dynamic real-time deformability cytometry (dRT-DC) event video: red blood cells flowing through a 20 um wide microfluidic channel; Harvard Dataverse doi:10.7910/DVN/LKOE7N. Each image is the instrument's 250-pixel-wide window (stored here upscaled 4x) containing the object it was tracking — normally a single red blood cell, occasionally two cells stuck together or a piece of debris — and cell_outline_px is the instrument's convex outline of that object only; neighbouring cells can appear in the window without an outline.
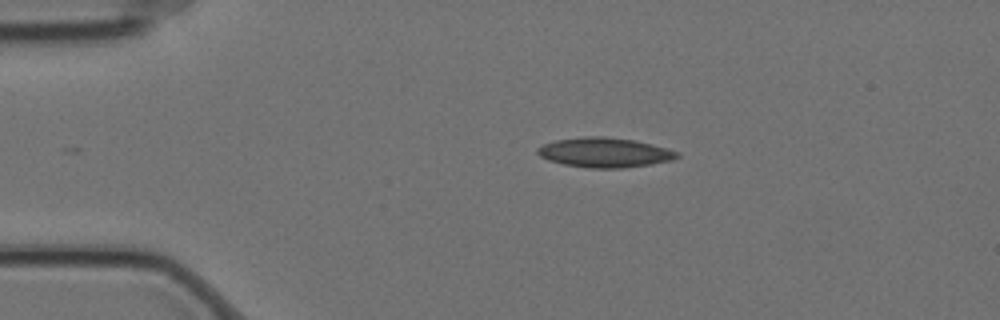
{"species": "Egyptian fruit bat (a non-hibernating species)", "species_latin": "Rousettus aegyptiacus", "temperature_condition": "cold", "stored_images_in_passage": 10, "camera_frame_rate_fps": 3000, "um_per_image_px": 0.085, "animal": {"sex": "female"}, "frame": {"image": 1, "passage_image": 2, "time_ms": 0.333, "image_size_px": [1000, 320], "cell_outline_px": [[680, 156], [672, 160], [652, 164], [620, 168], [588, 168], [564, 164], [548, 160], [540, 156], [536, 152], [536, 148], [544, 144], [556, 140], [588, 136], [604, 136], [632, 140], [652, 144], [680, 152]], "centroid_in_image_um": [51.4, 12.96], "position_along_channel_um": 33.6, "area_um2": 24.1}}
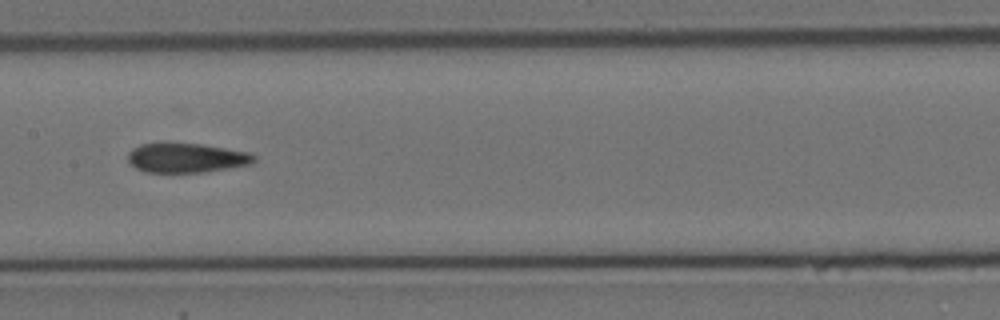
{"frame": {"image": 2, "passage_image": 7, "time_ms": 2.0, "image_size_px": [1000, 320], "cell_outline_px": [[256, 160], [252, 164], [204, 172], [144, 172], [128, 164], [128, 152], [132, 148], [140, 144], [200, 144], [248, 152], [256, 156]], "centroid_in_image_um": [15.83, 13.43], "position_along_channel_um": 191.6, "area_um2": 21.5}}
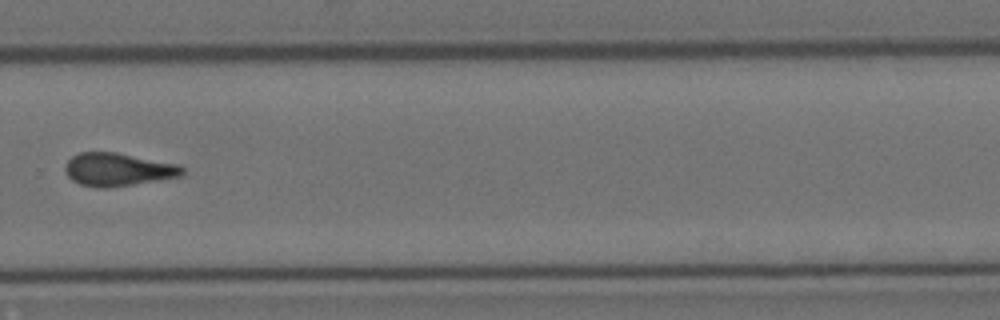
{"frame": {"image": 3, "passage_image": 10, "time_ms": 3.0, "image_size_px": [1000, 320], "cell_outline_px": [[184, 176], [108, 188], [100, 188], [80, 184], [72, 180], [68, 176], [64, 168], [64, 164], [72, 156], [80, 152], [116, 152], [180, 164], [184, 168]], "centroid_in_image_um": [10.05, 14.4], "position_along_channel_um": 319.8, "area_um2": 22.77}}